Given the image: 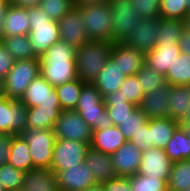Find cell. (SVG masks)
<instances>
[{"label":"cell","instance_id":"cell-42","mask_svg":"<svg viewBox=\"0 0 190 191\" xmlns=\"http://www.w3.org/2000/svg\"><path fill=\"white\" fill-rule=\"evenodd\" d=\"M128 102L138 106L144 97L137 75L127 76L118 90Z\"/></svg>","mask_w":190,"mask_h":191},{"label":"cell","instance_id":"cell-17","mask_svg":"<svg viewBox=\"0 0 190 191\" xmlns=\"http://www.w3.org/2000/svg\"><path fill=\"white\" fill-rule=\"evenodd\" d=\"M171 85L166 82L163 86L144 95L138 108L145 114L147 119L168 117Z\"/></svg>","mask_w":190,"mask_h":191},{"label":"cell","instance_id":"cell-38","mask_svg":"<svg viewBox=\"0 0 190 191\" xmlns=\"http://www.w3.org/2000/svg\"><path fill=\"white\" fill-rule=\"evenodd\" d=\"M130 186L132 191H168L166 180L139 173L130 176Z\"/></svg>","mask_w":190,"mask_h":191},{"label":"cell","instance_id":"cell-13","mask_svg":"<svg viewBox=\"0 0 190 191\" xmlns=\"http://www.w3.org/2000/svg\"><path fill=\"white\" fill-rule=\"evenodd\" d=\"M160 18L142 19L133 31L122 41L127 46L144 54L153 50L159 40Z\"/></svg>","mask_w":190,"mask_h":191},{"label":"cell","instance_id":"cell-9","mask_svg":"<svg viewBox=\"0 0 190 191\" xmlns=\"http://www.w3.org/2000/svg\"><path fill=\"white\" fill-rule=\"evenodd\" d=\"M56 139L91 143L92 130L76 110H62L54 125Z\"/></svg>","mask_w":190,"mask_h":191},{"label":"cell","instance_id":"cell-25","mask_svg":"<svg viewBox=\"0 0 190 191\" xmlns=\"http://www.w3.org/2000/svg\"><path fill=\"white\" fill-rule=\"evenodd\" d=\"M84 162L87 164V167L92 170L95 181L98 184H102L116 177L110 154H104L90 148Z\"/></svg>","mask_w":190,"mask_h":191},{"label":"cell","instance_id":"cell-32","mask_svg":"<svg viewBox=\"0 0 190 191\" xmlns=\"http://www.w3.org/2000/svg\"><path fill=\"white\" fill-rule=\"evenodd\" d=\"M1 42L15 61L38 58L33 51L28 35L2 37Z\"/></svg>","mask_w":190,"mask_h":191},{"label":"cell","instance_id":"cell-4","mask_svg":"<svg viewBox=\"0 0 190 191\" xmlns=\"http://www.w3.org/2000/svg\"><path fill=\"white\" fill-rule=\"evenodd\" d=\"M91 130L106 129L113 126L106 111L104 97L92 83L83 85L75 109Z\"/></svg>","mask_w":190,"mask_h":191},{"label":"cell","instance_id":"cell-14","mask_svg":"<svg viewBox=\"0 0 190 191\" xmlns=\"http://www.w3.org/2000/svg\"><path fill=\"white\" fill-rule=\"evenodd\" d=\"M56 178L59 191H85L98 184L85 162L57 172Z\"/></svg>","mask_w":190,"mask_h":191},{"label":"cell","instance_id":"cell-5","mask_svg":"<svg viewBox=\"0 0 190 191\" xmlns=\"http://www.w3.org/2000/svg\"><path fill=\"white\" fill-rule=\"evenodd\" d=\"M76 8L80 11L89 40L113 42V17L109 2L100 1Z\"/></svg>","mask_w":190,"mask_h":191},{"label":"cell","instance_id":"cell-44","mask_svg":"<svg viewBox=\"0 0 190 191\" xmlns=\"http://www.w3.org/2000/svg\"><path fill=\"white\" fill-rule=\"evenodd\" d=\"M132 7L142 19L160 18V0H131Z\"/></svg>","mask_w":190,"mask_h":191},{"label":"cell","instance_id":"cell-27","mask_svg":"<svg viewBox=\"0 0 190 191\" xmlns=\"http://www.w3.org/2000/svg\"><path fill=\"white\" fill-rule=\"evenodd\" d=\"M178 126V122L169 117L149 119L152 147L165 149Z\"/></svg>","mask_w":190,"mask_h":191},{"label":"cell","instance_id":"cell-26","mask_svg":"<svg viewBox=\"0 0 190 191\" xmlns=\"http://www.w3.org/2000/svg\"><path fill=\"white\" fill-rule=\"evenodd\" d=\"M106 111L110 116L114 126L122 124V121L130 116L133 111L138 107L122 96L119 91L109 93L104 96Z\"/></svg>","mask_w":190,"mask_h":191},{"label":"cell","instance_id":"cell-1","mask_svg":"<svg viewBox=\"0 0 190 191\" xmlns=\"http://www.w3.org/2000/svg\"><path fill=\"white\" fill-rule=\"evenodd\" d=\"M76 50L59 40L39 57L40 75L54 88L78 78Z\"/></svg>","mask_w":190,"mask_h":191},{"label":"cell","instance_id":"cell-31","mask_svg":"<svg viewBox=\"0 0 190 191\" xmlns=\"http://www.w3.org/2000/svg\"><path fill=\"white\" fill-rule=\"evenodd\" d=\"M164 150L173 163L190 159V138L186 136L181 126L174 130Z\"/></svg>","mask_w":190,"mask_h":191},{"label":"cell","instance_id":"cell-29","mask_svg":"<svg viewBox=\"0 0 190 191\" xmlns=\"http://www.w3.org/2000/svg\"><path fill=\"white\" fill-rule=\"evenodd\" d=\"M168 117L179 122L186 111L190 108V87L189 85L171 86L169 99Z\"/></svg>","mask_w":190,"mask_h":191},{"label":"cell","instance_id":"cell-37","mask_svg":"<svg viewBox=\"0 0 190 191\" xmlns=\"http://www.w3.org/2000/svg\"><path fill=\"white\" fill-rule=\"evenodd\" d=\"M190 12V0H160V18L185 19Z\"/></svg>","mask_w":190,"mask_h":191},{"label":"cell","instance_id":"cell-39","mask_svg":"<svg viewBox=\"0 0 190 191\" xmlns=\"http://www.w3.org/2000/svg\"><path fill=\"white\" fill-rule=\"evenodd\" d=\"M136 75L140 85L142 86L144 95L151 93L153 90L160 88L166 83L164 75L158 73L146 64L143 65Z\"/></svg>","mask_w":190,"mask_h":191},{"label":"cell","instance_id":"cell-16","mask_svg":"<svg viewBox=\"0 0 190 191\" xmlns=\"http://www.w3.org/2000/svg\"><path fill=\"white\" fill-rule=\"evenodd\" d=\"M60 40L79 48L85 42L90 41L85 31V25L80 11L74 7L66 13L58 22Z\"/></svg>","mask_w":190,"mask_h":191},{"label":"cell","instance_id":"cell-43","mask_svg":"<svg viewBox=\"0 0 190 191\" xmlns=\"http://www.w3.org/2000/svg\"><path fill=\"white\" fill-rule=\"evenodd\" d=\"M39 7H41L53 21L58 22L75 6L73 0H42Z\"/></svg>","mask_w":190,"mask_h":191},{"label":"cell","instance_id":"cell-8","mask_svg":"<svg viewBox=\"0 0 190 191\" xmlns=\"http://www.w3.org/2000/svg\"><path fill=\"white\" fill-rule=\"evenodd\" d=\"M91 143L69 139H56L53 148V160L50 169L55 173L77 166L85 161Z\"/></svg>","mask_w":190,"mask_h":191},{"label":"cell","instance_id":"cell-2","mask_svg":"<svg viewBox=\"0 0 190 191\" xmlns=\"http://www.w3.org/2000/svg\"><path fill=\"white\" fill-rule=\"evenodd\" d=\"M113 42L87 41L76 50V70L78 79L93 83L103 66L109 60Z\"/></svg>","mask_w":190,"mask_h":191},{"label":"cell","instance_id":"cell-57","mask_svg":"<svg viewBox=\"0 0 190 191\" xmlns=\"http://www.w3.org/2000/svg\"><path fill=\"white\" fill-rule=\"evenodd\" d=\"M187 137L190 138V126H181Z\"/></svg>","mask_w":190,"mask_h":191},{"label":"cell","instance_id":"cell-49","mask_svg":"<svg viewBox=\"0 0 190 191\" xmlns=\"http://www.w3.org/2000/svg\"><path fill=\"white\" fill-rule=\"evenodd\" d=\"M181 53L190 54V31L185 29L183 36L178 42Z\"/></svg>","mask_w":190,"mask_h":191},{"label":"cell","instance_id":"cell-53","mask_svg":"<svg viewBox=\"0 0 190 191\" xmlns=\"http://www.w3.org/2000/svg\"><path fill=\"white\" fill-rule=\"evenodd\" d=\"M179 126H190V108L185 112L182 119L178 122Z\"/></svg>","mask_w":190,"mask_h":191},{"label":"cell","instance_id":"cell-47","mask_svg":"<svg viewBox=\"0 0 190 191\" xmlns=\"http://www.w3.org/2000/svg\"><path fill=\"white\" fill-rule=\"evenodd\" d=\"M14 59L0 41V79L4 80L13 67Z\"/></svg>","mask_w":190,"mask_h":191},{"label":"cell","instance_id":"cell-6","mask_svg":"<svg viewBox=\"0 0 190 191\" xmlns=\"http://www.w3.org/2000/svg\"><path fill=\"white\" fill-rule=\"evenodd\" d=\"M38 75H40L39 57L14 61L12 69L3 80L5 96L20 100L26 88Z\"/></svg>","mask_w":190,"mask_h":191},{"label":"cell","instance_id":"cell-34","mask_svg":"<svg viewBox=\"0 0 190 191\" xmlns=\"http://www.w3.org/2000/svg\"><path fill=\"white\" fill-rule=\"evenodd\" d=\"M85 82L77 79L55 87L62 110H74Z\"/></svg>","mask_w":190,"mask_h":191},{"label":"cell","instance_id":"cell-36","mask_svg":"<svg viewBox=\"0 0 190 191\" xmlns=\"http://www.w3.org/2000/svg\"><path fill=\"white\" fill-rule=\"evenodd\" d=\"M167 183L168 191H186L190 187V159L172 164Z\"/></svg>","mask_w":190,"mask_h":191},{"label":"cell","instance_id":"cell-51","mask_svg":"<svg viewBox=\"0 0 190 191\" xmlns=\"http://www.w3.org/2000/svg\"><path fill=\"white\" fill-rule=\"evenodd\" d=\"M10 4V0H0V41L3 37L4 14Z\"/></svg>","mask_w":190,"mask_h":191},{"label":"cell","instance_id":"cell-45","mask_svg":"<svg viewBox=\"0 0 190 191\" xmlns=\"http://www.w3.org/2000/svg\"><path fill=\"white\" fill-rule=\"evenodd\" d=\"M131 141L138 150L145 151L152 148L151 132L149 129V120L132 138Z\"/></svg>","mask_w":190,"mask_h":191},{"label":"cell","instance_id":"cell-41","mask_svg":"<svg viewBox=\"0 0 190 191\" xmlns=\"http://www.w3.org/2000/svg\"><path fill=\"white\" fill-rule=\"evenodd\" d=\"M148 122L145 114L137 107L133 113L118 125L120 132L129 141Z\"/></svg>","mask_w":190,"mask_h":191},{"label":"cell","instance_id":"cell-12","mask_svg":"<svg viewBox=\"0 0 190 191\" xmlns=\"http://www.w3.org/2000/svg\"><path fill=\"white\" fill-rule=\"evenodd\" d=\"M20 100L27 108L39 106L47 109H61L55 88L41 75L33 79Z\"/></svg>","mask_w":190,"mask_h":191},{"label":"cell","instance_id":"cell-58","mask_svg":"<svg viewBox=\"0 0 190 191\" xmlns=\"http://www.w3.org/2000/svg\"><path fill=\"white\" fill-rule=\"evenodd\" d=\"M0 191H6L5 188L2 186L1 183H0Z\"/></svg>","mask_w":190,"mask_h":191},{"label":"cell","instance_id":"cell-11","mask_svg":"<svg viewBox=\"0 0 190 191\" xmlns=\"http://www.w3.org/2000/svg\"><path fill=\"white\" fill-rule=\"evenodd\" d=\"M28 108L21 100L0 99V133L20 135L26 130Z\"/></svg>","mask_w":190,"mask_h":191},{"label":"cell","instance_id":"cell-18","mask_svg":"<svg viewBox=\"0 0 190 191\" xmlns=\"http://www.w3.org/2000/svg\"><path fill=\"white\" fill-rule=\"evenodd\" d=\"M142 151L131 141H126L111 155L116 176L129 177L138 173Z\"/></svg>","mask_w":190,"mask_h":191},{"label":"cell","instance_id":"cell-19","mask_svg":"<svg viewBox=\"0 0 190 191\" xmlns=\"http://www.w3.org/2000/svg\"><path fill=\"white\" fill-rule=\"evenodd\" d=\"M110 58L121 68L126 77L136 75L145 64V54L123 42L113 44Z\"/></svg>","mask_w":190,"mask_h":191},{"label":"cell","instance_id":"cell-21","mask_svg":"<svg viewBox=\"0 0 190 191\" xmlns=\"http://www.w3.org/2000/svg\"><path fill=\"white\" fill-rule=\"evenodd\" d=\"M21 191H59L56 173L48 168L28 170Z\"/></svg>","mask_w":190,"mask_h":191},{"label":"cell","instance_id":"cell-30","mask_svg":"<svg viewBox=\"0 0 190 191\" xmlns=\"http://www.w3.org/2000/svg\"><path fill=\"white\" fill-rule=\"evenodd\" d=\"M62 109L28 108L26 129H54Z\"/></svg>","mask_w":190,"mask_h":191},{"label":"cell","instance_id":"cell-55","mask_svg":"<svg viewBox=\"0 0 190 191\" xmlns=\"http://www.w3.org/2000/svg\"><path fill=\"white\" fill-rule=\"evenodd\" d=\"M184 23H185V29L190 31V12L186 15Z\"/></svg>","mask_w":190,"mask_h":191},{"label":"cell","instance_id":"cell-3","mask_svg":"<svg viewBox=\"0 0 190 191\" xmlns=\"http://www.w3.org/2000/svg\"><path fill=\"white\" fill-rule=\"evenodd\" d=\"M30 21L28 34L35 55L40 57L60 40L58 23L39 6L27 8Z\"/></svg>","mask_w":190,"mask_h":191},{"label":"cell","instance_id":"cell-15","mask_svg":"<svg viewBox=\"0 0 190 191\" xmlns=\"http://www.w3.org/2000/svg\"><path fill=\"white\" fill-rule=\"evenodd\" d=\"M173 162L164 149L149 148L142 151L141 163L138 173L154 178H161L168 182Z\"/></svg>","mask_w":190,"mask_h":191},{"label":"cell","instance_id":"cell-54","mask_svg":"<svg viewBox=\"0 0 190 191\" xmlns=\"http://www.w3.org/2000/svg\"><path fill=\"white\" fill-rule=\"evenodd\" d=\"M85 191H104V188L101 184H97L93 187L86 189Z\"/></svg>","mask_w":190,"mask_h":191},{"label":"cell","instance_id":"cell-46","mask_svg":"<svg viewBox=\"0 0 190 191\" xmlns=\"http://www.w3.org/2000/svg\"><path fill=\"white\" fill-rule=\"evenodd\" d=\"M104 191H132L130 186V176H116L101 184Z\"/></svg>","mask_w":190,"mask_h":191},{"label":"cell","instance_id":"cell-23","mask_svg":"<svg viewBox=\"0 0 190 191\" xmlns=\"http://www.w3.org/2000/svg\"><path fill=\"white\" fill-rule=\"evenodd\" d=\"M27 8H20L9 4L4 14L3 37L28 35L30 21Z\"/></svg>","mask_w":190,"mask_h":191},{"label":"cell","instance_id":"cell-33","mask_svg":"<svg viewBox=\"0 0 190 191\" xmlns=\"http://www.w3.org/2000/svg\"><path fill=\"white\" fill-rule=\"evenodd\" d=\"M165 78L171 86L190 85V54L181 53L169 67Z\"/></svg>","mask_w":190,"mask_h":191},{"label":"cell","instance_id":"cell-35","mask_svg":"<svg viewBox=\"0 0 190 191\" xmlns=\"http://www.w3.org/2000/svg\"><path fill=\"white\" fill-rule=\"evenodd\" d=\"M158 25L160 32L157 44L178 45L185 31L184 21L179 19L160 18Z\"/></svg>","mask_w":190,"mask_h":191},{"label":"cell","instance_id":"cell-10","mask_svg":"<svg viewBox=\"0 0 190 191\" xmlns=\"http://www.w3.org/2000/svg\"><path fill=\"white\" fill-rule=\"evenodd\" d=\"M109 3L113 17V43L122 42L142 18L132 7L131 0H112Z\"/></svg>","mask_w":190,"mask_h":191},{"label":"cell","instance_id":"cell-56","mask_svg":"<svg viewBox=\"0 0 190 191\" xmlns=\"http://www.w3.org/2000/svg\"><path fill=\"white\" fill-rule=\"evenodd\" d=\"M5 97L3 80L0 79V99Z\"/></svg>","mask_w":190,"mask_h":191},{"label":"cell","instance_id":"cell-40","mask_svg":"<svg viewBox=\"0 0 190 191\" xmlns=\"http://www.w3.org/2000/svg\"><path fill=\"white\" fill-rule=\"evenodd\" d=\"M25 172L12 165H0V183L6 191H21Z\"/></svg>","mask_w":190,"mask_h":191},{"label":"cell","instance_id":"cell-50","mask_svg":"<svg viewBox=\"0 0 190 191\" xmlns=\"http://www.w3.org/2000/svg\"><path fill=\"white\" fill-rule=\"evenodd\" d=\"M42 0H10V4L20 8H31L39 6Z\"/></svg>","mask_w":190,"mask_h":191},{"label":"cell","instance_id":"cell-7","mask_svg":"<svg viewBox=\"0 0 190 191\" xmlns=\"http://www.w3.org/2000/svg\"><path fill=\"white\" fill-rule=\"evenodd\" d=\"M27 140L33 168L50 169L53 160V148L56 140L53 129H26L22 133Z\"/></svg>","mask_w":190,"mask_h":191},{"label":"cell","instance_id":"cell-22","mask_svg":"<svg viewBox=\"0 0 190 191\" xmlns=\"http://www.w3.org/2000/svg\"><path fill=\"white\" fill-rule=\"evenodd\" d=\"M126 141V138L120 132L119 128L113 125L106 129L92 130L90 146L94 150L112 155L124 145Z\"/></svg>","mask_w":190,"mask_h":191},{"label":"cell","instance_id":"cell-20","mask_svg":"<svg viewBox=\"0 0 190 191\" xmlns=\"http://www.w3.org/2000/svg\"><path fill=\"white\" fill-rule=\"evenodd\" d=\"M180 54L178 45L156 44L153 50L145 54V64L165 76Z\"/></svg>","mask_w":190,"mask_h":191},{"label":"cell","instance_id":"cell-48","mask_svg":"<svg viewBox=\"0 0 190 191\" xmlns=\"http://www.w3.org/2000/svg\"><path fill=\"white\" fill-rule=\"evenodd\" d=\"M14 134L0 133V165L8 164Z\"/></svg>","mask_w":190,"mask_h":191},{"label":"cell","instance_id":"cell-28","mask_svg":"<svg viewBox=\"0 0 190 191\" xmlns=\"http://www.w3.org/2000/svg\"><path fill=\"white\" fill-rule=\"evenodd\" d=\"M8 164L24 172L33 169L30 148L22 134L15 135L12 139Z\"/></svg>","mask_w":190,"mask_h":191},{"label":"cell","instance_id":"cell-24","mask_svg":"<svg viewBox=\"0 0 190 191\" xmlns=\"http://www.w3.org/2000/svg\"><path fill=\"white\" fill-rule=\"evenodd\" d=\"M125 78L121 68L109 58L92 84L104 97L109 93L118 91Z\"/></svg>","mask_w":190,"mask_h":191},{"label":"cell","instance_id":"cell-52","mask_svg":"<svg viewBox=\"0 0 190 191\" xmlns=\"http://www.w3.org/2000/svg\"><path fill=\"white\" fill-rule=\"evenodd\" d=\"M100 1L110 2L112 0H73L75 7H81V6H84L86 4H95V3H98Z\"/></svg>","mask_w":190,"mask_h":191}]
</instances>
